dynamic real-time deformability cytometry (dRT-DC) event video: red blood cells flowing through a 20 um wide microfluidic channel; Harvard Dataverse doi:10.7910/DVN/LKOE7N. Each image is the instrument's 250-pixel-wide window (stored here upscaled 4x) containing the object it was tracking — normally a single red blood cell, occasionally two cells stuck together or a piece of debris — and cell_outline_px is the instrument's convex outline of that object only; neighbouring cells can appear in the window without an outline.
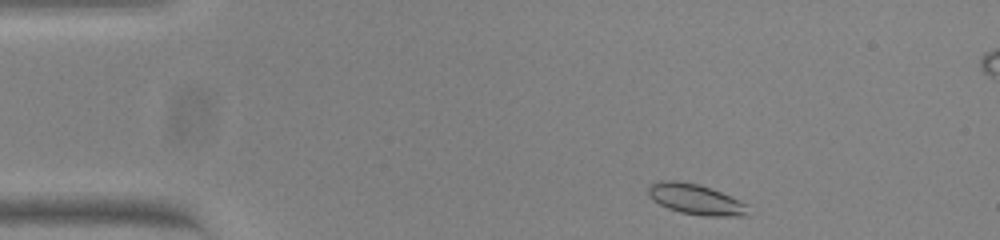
{"species": "common noctule bat (a hibernating species)", "species_latin": "Nyctalus noctula", "temperature_condition": "warm", "stored_images_in_passage": 48, "camera_frame_rate_fps": 3000, "um_per_image_px": 0.085, "animal": {"sex": "female", "body_mass_g": 23.0, "forearm_length_mm": 53.4}, "frame": {"image": 1, "passage_image": 1, "time_ms": 0.0, "image_size_px": [1000, 240], "cell_outline_px": [[748, 216], [700, 216], [680, 212], [668, 208], [652, 200], [648, 196], [648, 188], [652, 184], [660, 180], [676, 180], [696, 184], [720, 192], [740, 200], [748, 204]], "centroid_in_image_um": [59.14, 16.96], "position_along_channel_um": 25.9, "area_um2": 17.74}}
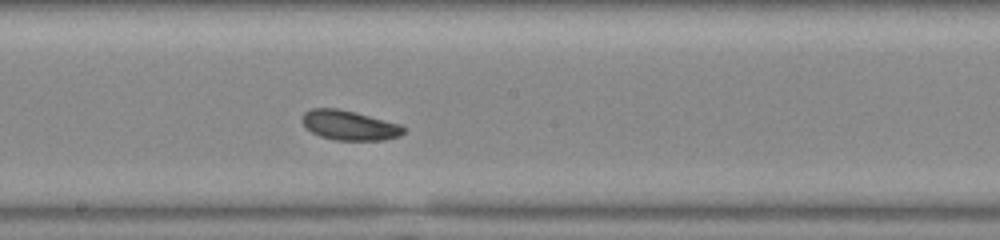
{"frame": {"image": 2, "passage_image": 22, "time_ms": 7.0, "image_size_px": [1000, 240], "cell_outline_px": [[404, 132], [400, 136], [384, 140], [336, 140], [320, 136], [312, 132], [300, 120], [304, 112], [312, 108], [336, 108], [400, 124], [404, 128]], "centroid_in_image_um": [29.67, 10.66], "position_along_channel_um": 218.5, "area_um2": 17.28}}
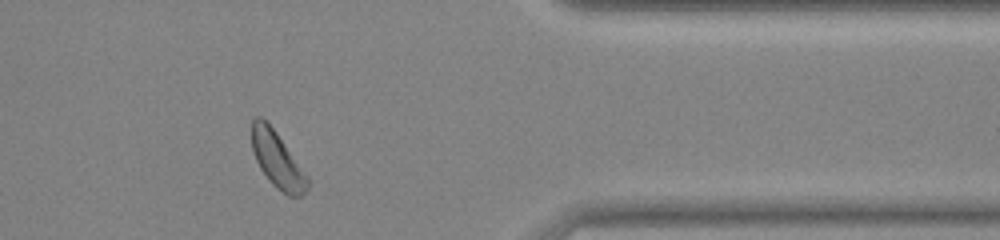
{"frame": {"image": 3, "passage_image": 37, "time_ms": 12.0, "image_size_px": [1000, 240], "cell_outline_px": [[308, 188], [300, 196], [288, 196], [276, 188], [268, 180], [260, 168], [256, 160], [252, 148], [252, 120], [256, 116], [260, 116], [276, 132], [308, 176]], "centroid_in_image_um": [23.57, 13.61], "position_along_channel_um": 387.8, "area_um2": 17.92}, "authors_computed_cell_mechanics": {"area_um2": 17.8602, "velocity_mm_per_s": 3.7757, "shape_relaxation_time_tau1_ms": 1.2581, "shape_relaxation_time_tau2_ms": 5.8836, "deformation_change_tau1": 0.0728, "deformation_change_tau2": 0.1193}}